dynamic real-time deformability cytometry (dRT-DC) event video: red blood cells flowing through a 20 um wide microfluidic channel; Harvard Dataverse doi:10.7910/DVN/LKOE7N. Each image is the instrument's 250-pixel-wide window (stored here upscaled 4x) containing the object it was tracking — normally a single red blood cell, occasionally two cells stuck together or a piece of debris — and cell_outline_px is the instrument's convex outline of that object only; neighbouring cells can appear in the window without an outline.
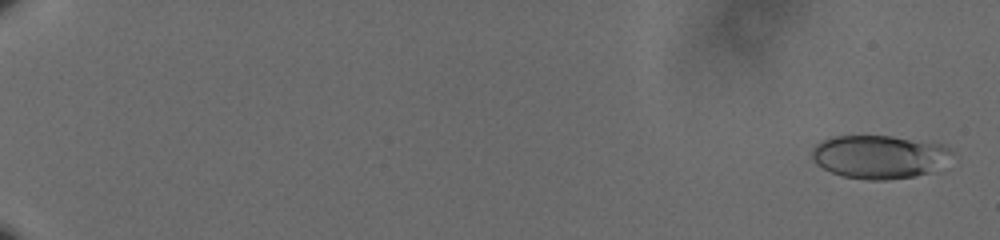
{"species": "human", "species_latin": "Homo sapiens", "temperature_condition": "cold", "stored_images_in_passage": 20, "camera_frame_rate_fps": 3000, "um_per_image_px": 0.085, "donor": {"sex": "male"}, "frame": {"image": 1, "passage_image": 2, "time_ms": 0.333, "image_size_px": [1000, 240], "cell_outline_px": [[952, 152], [928, 172], [912, 176], [888, 180], [868, 180], [844, 176], [832, 172], [816, 164], [812, 160], [812, 148], [820, 140], [832, 136], [892, 136], [944, 144]], "centroid_in_image_um": [74.62, 13.3], "position_along_channel_um": 10.4, "area_um2": 34.74}}